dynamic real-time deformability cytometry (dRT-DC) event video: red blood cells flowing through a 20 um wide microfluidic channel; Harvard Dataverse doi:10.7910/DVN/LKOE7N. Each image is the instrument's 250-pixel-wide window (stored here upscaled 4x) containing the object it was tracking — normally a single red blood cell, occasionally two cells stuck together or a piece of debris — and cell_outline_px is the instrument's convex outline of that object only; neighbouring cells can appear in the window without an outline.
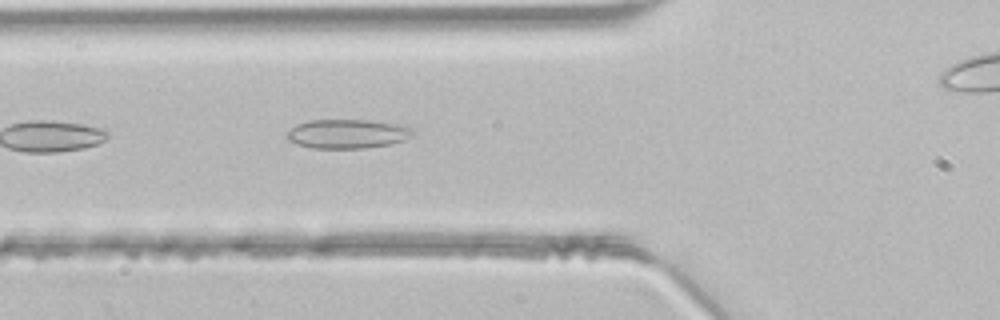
{"species": "common noctule bat (a hibernating species)", "species_latin": "Nyctalus noctula", "temperature_condition": "room temperature", "stored_images_in_passage": 7, "camera_frame_rate_fps": 3000, "um_per_image_px": 0.085, "animal": {"sex": "male", "body_mass_g": 21.5, "forearm_length_mm": 52.0}, "frame": {"image": 1, "passage_image": 3, "time_ms": 0.667, "image_size_px": [1000, 320], "cell_outline_px": [[416, 132], [412, 136], [404, 140], [392, 144], [364, 148], [312, 148], [296, 144], [288, 140], [284, 136], [296, 124], [308, 120], [368, 120], [396, 124], [412, 128]], "centroid_in_image_um": [29.52, 11.38], "position_along_channel_um": 96.3, "area_um2": 21.5}}